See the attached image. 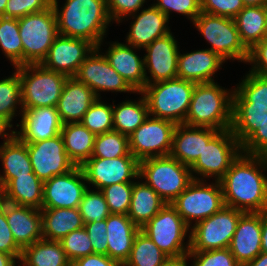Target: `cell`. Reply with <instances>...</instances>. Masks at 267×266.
<instances>
[{"instance_id": "6da1fadb", "label": "cell", "mask_w": 267, "mask_h": 266, "mask_svg": "<svg viewBox=\"0 0 267 266\" xmlns=\"http://www.w3.org/2000/svg\"><path fill=\"white\" fill-rule=\"evenodd\" d=\"M267 157L241 153L219 180L225 206L252 213L267 211Z\"/></svg>"}, {"instance_id": "7a4b0ae2", "label": "cell", "mask_w": 267, "mask_h": 266, "mask_svg": "<svg viewBox=\"0 0 267 266\" xmlns=\"http://www.w3.org/2000/svg\"><path fill=\"white\" fill-rule=\"evenodd\" d=\"M52 7L60 35L86 39L97 48L103 45L107 28L112 22L107 11V0H65L60 10L58 0H52Z\"/></svg>"}, {"instance_id": "3957f363", "label": "cell", "mask_w": 267, "mask_h": 266, "mask_svg": "<svg viewBox=\"0 0 267 266\" xmlns=\"http://www.w3.org/2000/svg\"><path fill=\"white\" fill-rule=\"evenodd\" d=\"M233 92L234 88H222L217 82L196 83L184 124L231 129Z\"/></svg>"}, {"instance_id": "277c9868", "label": "cell", "mask_w": 267, "mask_h": 266, "mask_svg": "<svg viewBox=\"0 0 267 266\" xmlns=\"http://www.w3.org/2000/svg\"><path fill=\"white\" fill-rule=\"evenodd\" d=\"M196 83L179 78L146 84L145 96L149 115L184 124Z\"/></svg>"}, {"instance_id": "5b68a950", "label": "cell", "mask_w": 267, "mask_h": 266, "mask_svg": "<svg viewBox=\"0 0 267 266\" xmlns=\"http://www.w3.org/2000/svg\"><path fill=\"white\" fill-rule=\"evenodd\" d=\"M140 179H144L166 203L173 202L194 180L190 167L170 155L139 161Z\"/></svg>"}, {"instance_id": "8992f818", "label": "cell", "mask_w": 267, "mask_h": 266, "mask_svg": "<svg viewBox=\"0 0 267 266\" xmlns=\"http://www.w3.org/2000/svg\"><path fill=\"white\" fill-rule=\"evenodd\" d=\"M14 69L19 72L23 110L56 107L67 75L48 70L41 64H26Z\"/></svg>"}, {"instance_id": "52a82bcc", "label": "cell", "mask_w": 267, "mask_h": 266, "mask_svg": "<svg viewBox=\"0 0 267 266\" xmlns=\"http://www.w3.org/2000/svg\"><path fill=\"white\" fill-rule=\"evenodd\" d=\"M18 24L23 45V65L41 64L59 35L52 5L43 11L19 18Z\"/></svg>"}, {"instance_id": "ba28073f", "label": "cell", "mask_w": 267, "mask_h": 266, "mask_svg": "<svg viewBox=\"0 0 267 266\" xmlns=\"http://www.w3.org/2000/svg\"><path fill=\"white\" fill-rule=\"evenodd\" d=\"M193 25L211 45L208 49L223 60L247 63L249 49L241 41L234 19L201 12Z\"/></svg>"}, {"instance_id": "9c48e42d", "label": "cell", "mask_w": 267, "mask_h": 266, "mask_svg": "<svg viewBox=\"0 0 267 266\" xmlns=\"http://www.w3.org/2000/svg\"><path fill=\"white\" fill-rule=\"evenodd\" d=\"M189 229L170 203H166L150 221L141 227V231L168 257L181 256L190 251V235L187 234L190 232ZM185 239L187 243L184 242Z\"/></svg>"}, {"instance_id": "30bf717a", "label": "cell", "mask_w": 267, "mask_h": 266, "mask_svg": "<svg viewBox=\"0 0 267 266\" xmlns=\"http://www.w3.org/2000/svg\"><path fill=\"white\" fill-rule=\"evenodd\" d=\"M206 180H193L170 204L176 209L189 228L220 211L224 206L219 181L207 184ZM193 220V221H192Z\"/></svg>"}, {"instance_id": "8fae6325", "label": "cell", "mask_w": 267, "mask_h": 266, "mask_svg": "<svg viewBox=\"0 0 267 266\" xmlns=\"http://www.w3.org/2000/svg\"><path fill=\"white\" fill-rule=\"evenodd\" d=\"M241 153L242 145L231 129L219 131L207 146H204L200 157L190 167L193 179L203 180L204 177H214L215 181H219ZM199 176L202 178L200 179Z\"/></svg>"}, {"instance_id": "7c38bea8", "label": "cell", "mask_w": 267, "mask_h": 266, "mask_svg": "<svg viewBox=\"0 0 267 266\" xmlns=\"http://www.w3.org/2000/svg\"><path fill=\"white\" fill-rule=\"evenodd\" d=\"M244 212L224 206L210 217L190 228V251H209L229 248L240 216Z\"/></svg>"}, {"instance_id": "4fadbf2b", "label": "cell", "mask_w": 267, "mask_h": 266, "mask_svg": "<svg viewBox=\"0 0 267 266\" xmlns=\"http://www.w3.org/2000/svg\"><path fill=\"white\" fill-rule=\"evenodd\" d=\"M175 127L172 121L149 115L128 137L130 153L138 161L169 155Z\"/></svg>"}, {"instance_id": "5bb4252c", "label": "cell", "mask_w": 267, "mask_h": 266, "mask_svg": "<svg viewBox=\"0 0 267 266\" xmlns=\"http://www.w3.org/2000/svg\"><path fill=\"white\" fill-rule=\"evenodd\" d=\"M95 48L81 63L74 76L79 82L86 84L93 90L97 98L101 99L100 92H136L128 85L123 77L110 65L107 58Z\"/></svg>"}, {"instance_id": "9a60e30c", "label": "cell", "mask_w": 267, "mask_h": 266, "mask_svg": "<svg viewBox=\"0 0 267 266\" xmlns=\"http://www.w3.org/2000/svg\"><path fill=\"white\" fill-rule=\"evenodd\" d=\"M86 183L97 190L115 183L134 182L139 179V161L134 156L114 159L90 158L81 166Z\"/></svg>"}, {"instance_id": "2e32d148", "label": "cell", "mask_w": 267, "mask_h": 266, "mask_svg": "<svg viewBox=\"0 0 267 266\" xmlns=\"http://www.w3.org/2000/svg\"><path fill=\"white\" fill-rule=\"evenodd\" d=\"M26 145L33 172L43 182L67 173L75 167L65 151L61 134Z\"/></svg>"}, {"instance_id": "e0dca14e", "label": "cell", "mask_w": 267, "mask_h": 266, "mask_svg": "<svg viewBox=\"0 0 267 266\" xmlns=\"http://www.w3.org/2000/svg\"><path fill=\"white\" fill-rule=\"evenodd\" d=\"M81 166L44 181L42 208H78L88 189Z\"/></svg>"}, {"instance_id": "ac0fdd59", "label": "cell", "mask_w": 267, "mask_h": 266, "mask_svg": "<svg viewBox=\"0 0 267 266\" xmlns=\"http://www.w3.org/2000/svg\"><path fill=\"white\" fill-rule=\"evenodd\" d=\"M95 48L96 46L86 39L59 34L41 65L48 70L74 77L81 63Z\"/></svg>"}, {"instance_id": "d6986e66", "label": "cell", "mask_w": 267, "mask_h": 266, "mask_svg": "<svg viewBox=\"0 0 267 266\" xmlns=\"http://www.w3.org/2000/svg\"><path fill=\"white\" fill-rule=\"evenodd\" d=\"M178 41L172 32L155 39L146 50L144 59L146 84L177 78V63L179 55ZM148 70V71H147ZM150 76H147V72Z\"/></svg>"}, {"instance_id": "ffe728a7", "label": "cell", "mask_w": 267, "mask_h": 266, "mask_svg": "<svg viewBox=\"0 0 267 266\" xmlns=\"http://www.w3.org/2000/svg\"><path fill=\"white\" fill-rule=\"evenodd\" d=\"M19 131L14 134L24 143H32L56 137L61 133L62 122L56 107H38L23 110Z\"/></svg>"}, {"instance_id": "44dd1931", "label": "cell", "mask_w": 267, "mask_h": 266, "mask_svg": "<svg viewBox=\"0 0 267 266\" xmlns=\"http://www.w3.org/2000/svg\"><path fill=\"white\" fill-rule=\"evenodd\" d=\"M218 132L219 130L209 127L176 124L169 155L191 167L200 157L204 146H207Z\"/></svg>"}, {"instance_id": "7402d4cb", "label": "cell", "mask_w": 267, "mask_h": 266, "mask_svg": "<svg viewBox=\"0 0 267 266\" xmlns=\"http://www.w3.org/2000/svg\"><path fill=\"white\" fill-rule=\"evenodd\" d=\"M134 46L121 42H109L104 56L110 65L123 77L128 85L138 94L146 85L144 59L140 58Z\"/></svg>"}, {"instance_id": "603a6c76", "label": "cell", "mask_w": 267, "mask_h": 266, "mask_svg": "<svg viewBox=\"0 0 267 266\" xmlns=\"http://www.w3.org/2000/svg\"><path fill=\"white\" fill-rule=\"evenodd\" d=\"M138 13V14H137ZM129 16L134 22H131L130 30L126 35V44L136 48H145L155 39L161 38L171 32L168 27L169 19L154 4L143 8Z\"/></svg>"}, {"instance_id": "cb8c5ba5", "label": "cell", "mask_w": 267, "mask_h": 266, "mask_svg": "<svg viewBox=\"0 0 267 266\" xmlns=\"http://www.w3.org/2000/svg\"><path fill=\"white\" fill-rule=\"evenodd\" d=\"M229 250L241 266L262 252L261 213L245 212L240 216Z\"/></svg>"}, {"instance_id": "d4e9b609", "label": "cell", "mask_w": 267, "mask_h": 266, "mask_svg": "<svg viewBox=\"0 0 267 266\" xmlns=\"http://www.w3.org/2000/svg\"><path fill=\"white\" fill-rule=\"evenodd\" d=\"M5 215L13 238L21 249L43 239L41 209L5 201Z\"/></svg>"}, {"instance_id": "484cf974", "label": "cell", "mask_w": 267, "mask_h": 266, "mask_svg": "<svg viewBox=\"0 0 267 266\" xmlns=\"http://www.w3.org/2000/svg\"><path fill=\"white\" fill-rule=\"evenodd\" d=\"M97 96L86 84L75 77H68L56 109L62 124L81 122Z\"/></svg>"}, {"instance_id": "4316f807", "label": "cell", "mask_w": 267, "mask_h": 266, "mask_svg": "<svg viewBox=\"0 0 267 266\" xmlns=\"http://www.w3.org/2000/svg\"><path fill=\"white\" fill-rule=\"evenodd\" d=\"M225 62L210 49L195 50L183 54L179 52L177 78L195 83L214 82L212 77Z\"/></svg>"}, {"instance_id": "83f0119b", "label": "cell", "mask_w": 267, "mask_h": 266, "mask_svg": "<svg viewBox=\"0 0 267 266\" xmlns=\"http://www.w3.org/2000/svg\"><path fill=\"white\" fill-rule=\"evenodd\" d=\"M107 256L122 265L128 260L137 233L141 230L128 215L110 214L106 218Z\"/></svg>"}, {"instance_id": "f1b7e54d", "label": "cell", "mask_w": 267, "mask_h": 266, "mask_svg": "<svg viewBox=\"0 0 267 266\" xmlns=\"http://www.w3.org/2000/svg\"><path fill=\"white\" fill-rule=\"evenodd\" d=\"M0 161L3 174L0 175V191L16 176L33 172L26 143L15 134L0 145Z\"/></svg>"}, {"instance_id": "f546056e", "label": "cell", "mask_w": 267, "mask_h": 266, "mask_svg": "<svg viewBox=\"0 0 267 266\" xmlns=\"http://www.w3.org/2000/svg\"><path fill=\"white\" fill-rule=\"evenodd\" d=\"M43 184L34 172L16 176L0 191V198L15 205L42 209Z\"/></svg>"}, {"instance_id": "4dcf8cb0", "label": "cell", "mask_w": 267, "mask_h": 266, "mask_svg": "<svg viewBox=\"0 0 267 266\" xmlns=\"http://www.w3.org/2000/svg\"><path fill=\"white\" fill-rule=\"evenodd\" d=\"M43 239L60 241L70 232L83 228L79 208H42Z\"/></svg>"}, {"instance_id": "1f68e13d", "label": "cell", "mask_w": 267, "mask_h": 266, "mask_svg": "<svg viewBox=\"0 0 267 266\" xmlns=\"http://www.w3.org/2000/svg\"><path fill=\"white\" fill-rule=\"evenodd\" d=\"M133 182L128 217L139 228L150 221L166 202L145 182Z\"/></svg>"}, {"instance_id": "d6a6232c", "label": "cell", "mask_w": 267, "mask_h": 266, "mask_svg": "<svg viewBox=\"0 0 267 266\" xmlns=\"http://www.w3.org/2000/svg\"><path fill=\"white\" fill-rule=\"evenodd\" d=\"M61 136L65 151L75 166H82L92 156L95 135L82 123H66L62 125Z\"/></svg>"}, {"instance_id": "836d02e7", "label": "cell", "mask_w": 267, "mask_h": 266, "mask_svg": "<svg viewBox=\"0 0 267 266\" xmlns=\"http://www.w3.org/2000/svg\"><path fill=\"white\" fill-rule=\"evenodd\" d=\"M232 109L267 110V77L249 71L233 92Z\"/></svg>"}, {"instance_id": "e575fe53", "label": "cell", "mask_w": 267, "mask_h": 266, "mask_svg": "<svg viewBox=\"0 0 267 266\" xmlns=\"http://www.w3.org/2000/svg\"><path fill=\"white\" fill-rule=\"evenodd\" d=\"M23 266H71L60 241L38 240L22 249Z\"/></svg>"}, {"instance_id": "d590c367", "label": "cell", "mask_w": 267, "mask_h": 266, "mask_svg": "<svg viewBox=\"0 0 267 266\" xmlns=\"http://www.w3.org/2000/svg\"><path fill=\"white\" fill-rule=\"evenodd\" d=\"M234 20L241 41L250 50L264 39L267 26V5L245 6Z\"/></svg>"}, {"instance_id": "8d00e7d4", "label": "cell", "mask_w": 267, "mask_h": 266, "mask_svg": "<svg viewBox=\"0 0 267 266\" xmlns=\"http://www.w3.org/2000/svg\"><path fill=\"white\" fill-rule=\"evenodd\" d=\"M140 99L136 101L125 100L120 104L112 105L113 127L123 135L130 136L149 116L148 104L145 96L139 92Z\"/></svg>"}, {"instance_id": "74e56055", "label": "cell", "mask_w": 267, "mask_h": 266, "mask_svg": "<svg viewBox=\"0 0 267 266\" xmlns=\"http://www.w3.org/2000/svg\"><path fill=\"white\" fill-rule=\"evenodd\" d=\"M17 105L20 106L19 112L22 114L21 82L19 72L15 69L11 76L0 80V118L12 128V121L18 112Z\"/></svg>"}, {"instance_id": "f35d334b", "label": "cell", "mask_w": 267, "mask_h": 266, "mask_svg": "<svg viewBox=\"0 0 267 266\" xmlns=\"http://www.w3.org/2000/svg\"><path fill=\"white\" fill-rule=\"evenodd\" d=\"M0 48L14 67L23 65V45L18 19L0 16Z\"/></svg>"}, {"instance_id": "ab89813d", "label": "cell", "mask_w": 267, "mask_h": 266, "mask_svg": "<svg viewBox=\"0 0 267 266\" xmlns=\"http://www.w3.org/2000/svg\"><path fill=\"white\" fill-rule=\"evenodd\" d=\"M168 256L141 230L123 266H160Z\"/></svg>"}, {"instance_id": "60d3db41", "label": "cell", "mask_w": 267, "mask_h": 266, "mask_svg": "<svg viewBox=\"0 0 267 266\" xmlns=\"http://www.w3.org/2000/svg\"><path fill=\"white\" fill-rule=\"evenodd\" d=\"M122 156H133L129 150L128 136L114 130L95 136L91 158L114 159Z\"/></svg>"}, {"instance_id": "b9f144b4", "label": "cell", "mask_w": 267, "mask_h": 266, "mask_svg": "<svg viewBox=\"0 0 267 266\" xmlns=\"http://www.w3.org/2000/svg\"><path fill=\"white\" fill-rule=\"evenodd\" d=\"M265 113L267 110L232 109L231 131L241 145L259 129Z\"/></svg>"}, {"instance_id": "7bdbcfd3", "label": "cell", "mask_w": 267, "mask_h": 266, "mask_svg": "<svg viewBox=\"0 0 267 266\" xmlns=\"http://www.w3.org/2000/svg\"><path fill=\"white\" fill-rule=\"evenodd\" d=\"M82 123L95 136L114 130L113 109L111 104H106L97 98L84 114Z\"/></svg>"}, {"instance_id": "ee69618b", "label": "cell", "mask_w": 267, "mask_h": 266, "mask_svg": "<svg viewBox=\"0 0 267 266\" xmlns=\"http://www.w3.org/2000/svg\"><path fill=\"white\" fill-rule=\"evenodd\" d=\"M78 208L84 223L101 222L111 214L102 191H94L90 187L84 193Z\"/></svg>"}, {"instance_id": "f6af8a7d", "label": "cell", "mask_w": 267, "mask_h": 266, "mask_svg": "<svg viewBox=\"0 0 267 266\" xmlns=\"http://www.w3.org/2000/svg\"><path fill=\"white\" fill-rule=\"evenodd\" d=\"M132 189L133 182H123L115 183L101 190L111 214L128 215Z\"/></svg>"}, {"instance_id": "bcb514c9", "label": "cell", "mask_w": 267, "mask_h": 266, "mask_svg": "<svg viewBox=\"0 0 267 266\" xmlns=\"http://www.w3.org/2000/svg\"><path fill=\"white\" fill-rule=\"evenodd\" d=\"M90 241L91 239L83 227L67 234L60 240V243L68 260L72 263L78 258L93 254V247Z\"/></svg>"}, {"instance_id": "7dc6e473", "label": "cell", "mask_w": 267, "mask_h": 266, "mask_svg": "<svg viewBox=\"0 0 267 266\" xmlns=\"http://www.w3.org/2000/svg\"><path fill=\"white\" fill-rule=\"evenodd\" d=\"M189 259L194 261L191 266H241L229 248L209 251H189Z\"/></svg>"}, {"instance_id": "c3c4849f", "label": "cell", "mask_w": 267, "mask_h": 266, "mask_svg": "<svg viewBox=\"0 0 267 266\" xmlns=\"http://www.w3.org/2000/svg\"><path fill=\"white\" fill-rule=\"evenodd\" d=\"M154 5L164 13L168 19L172 12L182 14L193 22L201 11V0H156Z\"/></svg>"}, {"instance_id": "681fc988", "label": "cell", "mask_w": 267, "mask_h": 266, "mask_svg": "<svg viewBox=\"0 0 267 266\" xmlns=\"http://www.w3.org/2000/svg\"><path fill=\"white\" fill-rule=\"evenodd\" d=\"M52 0H8L5 8V17L19 19L31 13L49 8Z\"/></svg>"}, {"instance_id": "f907efd6", "label": "cell", "mask_w": 267, "mask_h": 266, "mask_svg": "<svg viewBox=\"0 0 267 266\" xmlns=\"http://www.w3.org/2000/svg\"><path fill=\"white\" fill-rule=\"evenodd\" d=\"M242 0H201V11L234 19L244 8Z\"/></svg>"}, {"instance_id": "816d5d0a", "label": "cell", "mask_w": 267, "mask_h": 266, "mask_svg": "<svg viewBox=\"0 0 267 266\" xmlns=\"http://www.w3.org/2000/svg\"><path fill=\"white\" fill-rule=\"evenodd\" d=\"M146 0H107V11L113 23H120L123 18L137 13L142 9Z\"/></svg>"}, {"instance_id": "f5cc1de1", "label": "cell", "mask_w": 267, "mask_h": 266, "mask_svg": "<svg viewBox=\"0 0 267 266\" xmlns=\"http://www.w3.org/2000/svg\"><path fill=\"white\" fill-rule=\"evenodd\" d=\"M242 153L267 157V113L263 115L259 129L242 144Z\"/></svg>"}, {"instance_id": "db71d44e", "label": "cell", "mask_w": 267, "mask_h": 266, "mask_svg": "<svg viewBox=\"0 0 267 266\" xmlns=\"http://www.w3.org/2000/svg\"><path fill=\"white\" fill-rule=\"evenodd\" d=\"M0 251L21 257L22 249L16 244L5 215V201L0 198Z\"/></svg>"}, {"instance_id": "11a10c76", "label": "cell", "mask_w": 267, "mask_h": 266, "mask_svg": "<svg viewBox=\"0 0 267 266\" xmlns=\"http://www.w3.org/2000/svg\"><path fill=\"white\" fill-rule=\"evenodd\" d=\"M107 224L106 220L101 222H90L84 223V228L91 239V244L93 247V254L107 255L108 245H107Z\"/></svg>"}, {"instance_id": "9f6ffc18", "label": "cell", "mask_w": 267, "mask_h": 266, "mask_svg": "<svg viewBox=\"0 0 267 266\" xmlns=\"http://www.w3.org/2000/svg\"><path fill=\"white\" fill-rule=\"evenodd\" d=\"M252 66L251 71L257 75L267 77V38L256 43L249 50V58L247 64Z\"/></svg>"}, {"instance_id": "6f0895ef", "label": "cell", "mask_w": 267, "mask_h": 266, "mask_svg": "<svg viewBox=\"0 0 267 266\" xmlns=\"http://www.w3.org/2000/svg\"><path fill=\"white\" fill-rule=\"evenodd\" d=\"M71 266H123L120 262L107 255L91 254L76 259Z\"/></svg>"}, {"instance_id": "680465c9", "label": "cell", "mask_w": 267, "mask_h": 266, "mask_svg": "<svg viewBox=\"0 0 267 266\" xmlns=\"http://www.w3.org/2000/svg\"><path fill=\"white\" fill-rule=\"evenodd\" d=\"M188 258V253L177 257H167L160 266H188Z\"/></svg>"}, {"instance_id": "91938a15", "label": "cell", "mask_w": 267, "mask_h": 266, "mask_svg": "<svg viewBox=\"0 0 267 266\" xmlns=\"http://www.w3.org/2000/svg\"><path fill=\"white\" fill-rule=\"evenodd\" d=\"M261 250L267 253V211L261 213Z\"/></svg>"}, {"instance_id": "94428289", "label": "cell", "mask_w": 267, "mask_h": 266, "mask_svg": "<svg viewBox=\"0 0 267 266\" xmlns=\"http://www.w3.org/2000/svg\"><path fill=\"white\" fill-rule=\"evenodd\" d=\"M16 262H19L16 256L0 251V266H17Z\"/></svg>"}, {"instance_id": "6125c7cd", "label": "cell", "mask_w": 267, "mask_h": 266, "mask_svg": "<svg viewBox=\"0 0 267 266\" xmlns=\"http://www.w3.org/2000/svg\"><path fill=\"white\" fill-rule=\"evenodd\" d=\"M11 128L7 122L0 118V136L4 138V141H7L14 134V130H11ZM7 130H10V133Z\"/></svg>"}, {"instance_id": "be15d7a7", "label": "cell", "mask_w": 267, "mask_h": 266, "mask_svg": "<svg viewBox=\"0 0 267 266\" xmlns=\"http://www.w3.org/2000/svg\"><path fill=\"white\" fill-rule=\"evenodd\" d=\"M245 266H267V253L261 252L255 259Z\"/></svg>"}, {"instance_id": "e7e4bbea", "label": "cell", "mask_w": 267, "mask_h": 266, "mask_svg": "<svg viewBox=\"0 0 267 266\" xmlns=\"http://www.w3.org/2000/svg\"><path fill=\"white\" fill-rule=\"evenodd\" d=\"M244 6H264L267 0H242Z\"/></svg>"}, {"instance_id": "03108f58", "label": "cell", "mask_w": 267, "mask_h": 266, "mask_svg": "<svg viewBox=\"0 0 267 266\" xmlns=\"http://www.w3.org/2000/svg\"><path fill=\"white\" fill-rule=\"evenodd\" d=\"M8 0H0V16H5V8Z\"/></svg>"}, {"instance_id": "003e7915", "label": "cell", "mask_w": 267, "mask_h": 266, "mask_svg": "<svg viewBox=\"0 0 267 266\" xmlns=\"http://www.w3.org/2000/svg\"><path fill=\"white\" fill-rule=\"evenodd\" d=\"M264 38H267V26H266V33H265Z\"/></svg>"}]
</instances>
